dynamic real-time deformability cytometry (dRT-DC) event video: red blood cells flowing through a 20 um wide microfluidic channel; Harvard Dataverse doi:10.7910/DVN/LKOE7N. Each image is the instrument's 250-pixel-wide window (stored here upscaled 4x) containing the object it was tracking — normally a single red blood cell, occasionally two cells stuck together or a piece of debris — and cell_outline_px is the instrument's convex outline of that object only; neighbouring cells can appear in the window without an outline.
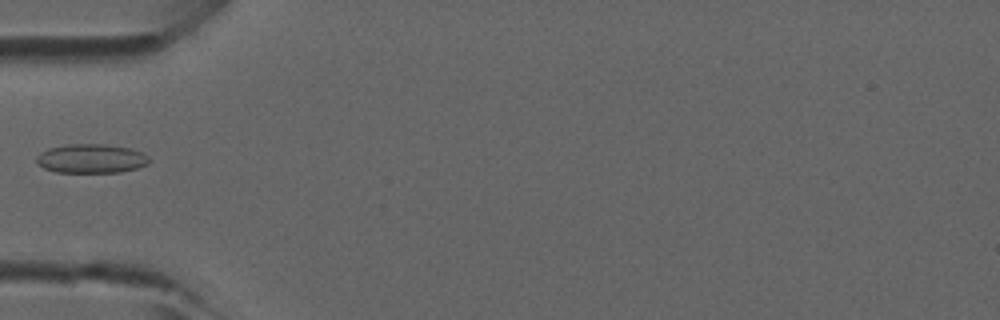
{"species": "common noctule bat (a hibernating species)", "species_latin": "Nyctalus noctula", "temperature_condition": "room temperature", "stored_images_in_passage": 3, "camera_frame_rate_fps": 3000, "um_per_image_px": 0.085, "animal": {"sex": "male", "forearm_length_mm": 52.5}, "frame": {"image": 1, "passage_image": 3, "time_ms": 0.667, "image_size_px": [1000, 320], "cell_outline_px": [[148, 164], [136, 168], [120, 172], [56, 172], [44, 168], [36, 160], [36, 156], [40, 152], [48, 148], [68, 144], [108, 144], [128, 148], [144, 152], [148, 156]], "centroid_in_image_um": [7.75, 13.47], "position_along_channel_um": 77.2, "area_um2": 19.07}}